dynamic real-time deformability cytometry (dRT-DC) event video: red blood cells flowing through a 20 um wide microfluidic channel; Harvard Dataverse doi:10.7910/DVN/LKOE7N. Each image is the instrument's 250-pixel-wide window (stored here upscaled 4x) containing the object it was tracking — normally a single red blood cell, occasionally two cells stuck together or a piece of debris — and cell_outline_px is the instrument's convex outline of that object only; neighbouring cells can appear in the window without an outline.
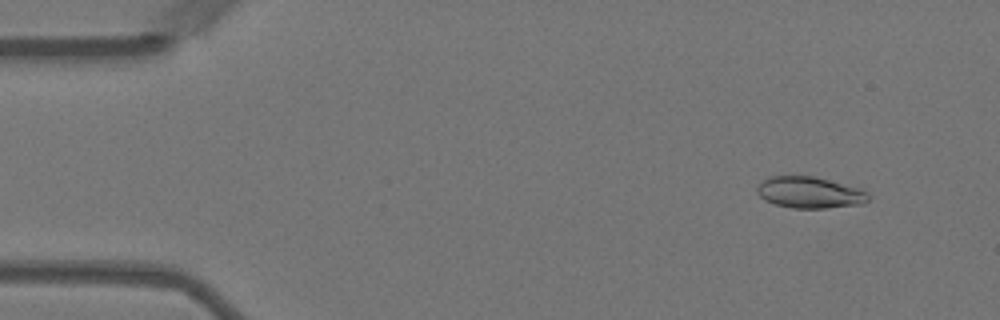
{"species": "Egyptian fruit bat (a non-hibernating species)", "species_latin": "Rousettus aegyptiacus", "temperature_condition": "warm", "stored_images_in_passage": 30, "camera_frame_rate_fps": 3000, "um_per_image_px": 0.085, "animal": {"sex": "female"}, "frame": {"image": 1, "passage_image": 3, "time_ms": 0.667, "image_size_px": [1000, 320], "cell_outline_px": [[868, 200], [864, 204], [828, 208], [792, 208], [776, 204], [764, 200], [756, 192], [756, 188], [768, 176], [812, 176], [860, 188], [868, 192]], "centroid_in_image_um": [68.83, 16.37], "position_along_channel_um": 16.2, "area_um2": 20.35}}
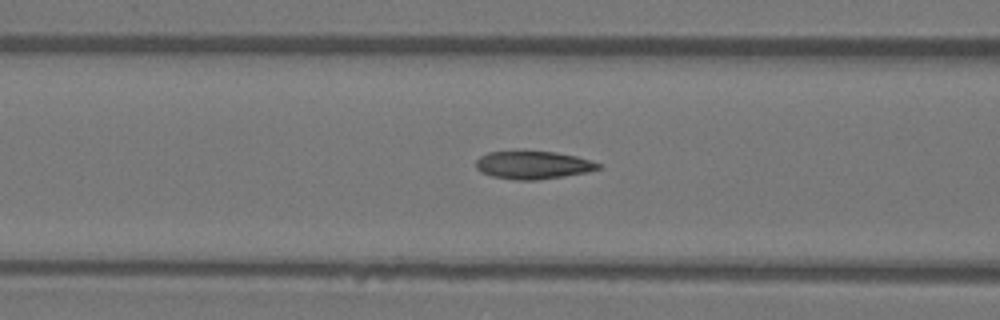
{"frame": {"image": 2, "passage_image": 20, "time_ms": 6.333, "image_size_px": [1000, 320], "cell_outline_px": [[604, 168], [588, 172], [564, 176], [536, 180], [512, 180], [492, 176], [480, 172], [476, 168], [476, 160], [480, 156], [488, 152], [556, 152], [576, 156], [600, 164]], "centroid_in_image_um": [45.31, 14.04], "position_along_channel_um": 121.3, "area_um2": 19.83}}
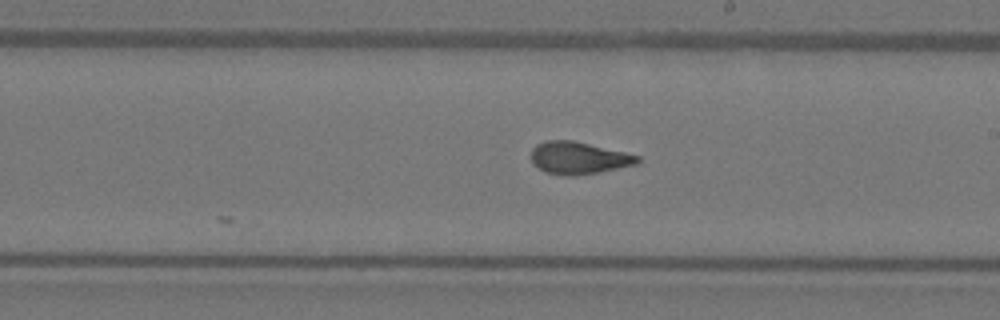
{"frame": {"image": 3, "passage_image": 30, "time_ms": 9.667, "image_size_px": [1000, 320], "cell_outline_px": [[640, 160], [636, 164], [600, 172], [576, 176], [564, 176], [544, 172], [532, 164], [532, 148], [536, 144], [548, 140], [572, 140], [624, 152], [640, 156]], "centroid_in_image_um": [49.15, 13.44], "position_along_channel_um": 239.9, "area_um2": 20.06}}